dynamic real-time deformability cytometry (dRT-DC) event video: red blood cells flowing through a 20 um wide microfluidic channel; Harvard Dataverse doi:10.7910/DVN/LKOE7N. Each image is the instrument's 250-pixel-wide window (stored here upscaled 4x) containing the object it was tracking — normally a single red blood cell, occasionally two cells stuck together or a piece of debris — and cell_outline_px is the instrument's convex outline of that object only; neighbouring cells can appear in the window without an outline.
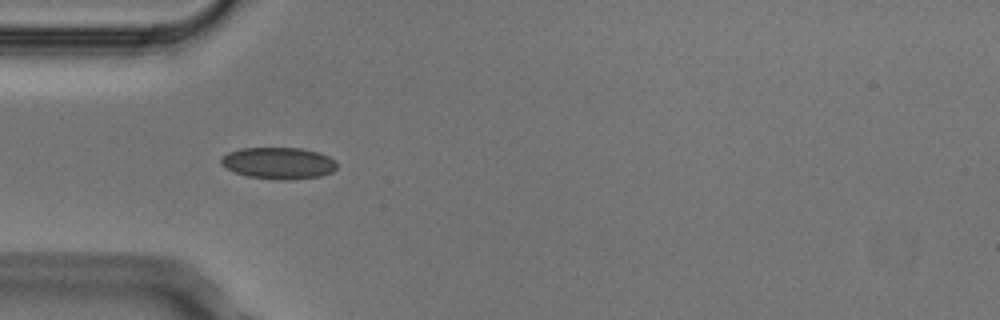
{"species": "Egyptian fruit bat (a non-hibernating species)", "species_latin": "Rousettus aegyptiacus", "temperature_condition": "cold", "stored_images_in_passage": 5, "camera_frame_rate_fps": 3000, "um_per_image_px": 0.085, "animal": {"sex": "male"}, "frame": {"image": 1, "passage_image": 4, "time_ms": 1.0, "image_size_px": [1000, 320], "cell_outline_px": [[336, 168], [332, 172], [320, 176], [288, 180], [280, 180], [248, 176], [236, 172], [220, 164], [220, 160], [228, 152], [240, 148], [300, 148], [316, 152], [328, 156], [336, 160]], "centroid_in_image_um": [23.68, 13.86], "position_along_channel_um": 61.3, "area_um2": 21.21}}
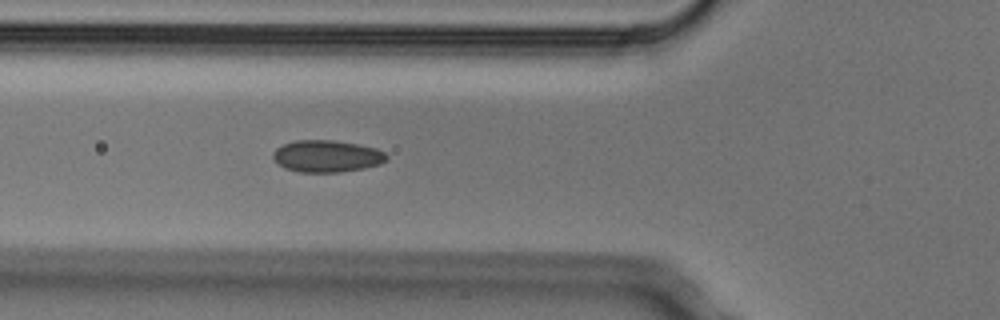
{"frame": {"image": 2, "passage_image": 5, "time_ms": 1.333, "image_size_px": [1000, 320], "cell_outline_px": [[388, 160], [380, 164], [364, 168], [340, 172], [300, 172], [284, 168], [272, 156], [272, 152], [276, 148], [284, 144], [296, 140], [332, 140], [360, 144], [376, 148], [384, 152], [388, 156]], "centroid_in_image_um": [27.81, 13.27], "position_along_channel_um": 98.0, "area_um2": 21.21}}